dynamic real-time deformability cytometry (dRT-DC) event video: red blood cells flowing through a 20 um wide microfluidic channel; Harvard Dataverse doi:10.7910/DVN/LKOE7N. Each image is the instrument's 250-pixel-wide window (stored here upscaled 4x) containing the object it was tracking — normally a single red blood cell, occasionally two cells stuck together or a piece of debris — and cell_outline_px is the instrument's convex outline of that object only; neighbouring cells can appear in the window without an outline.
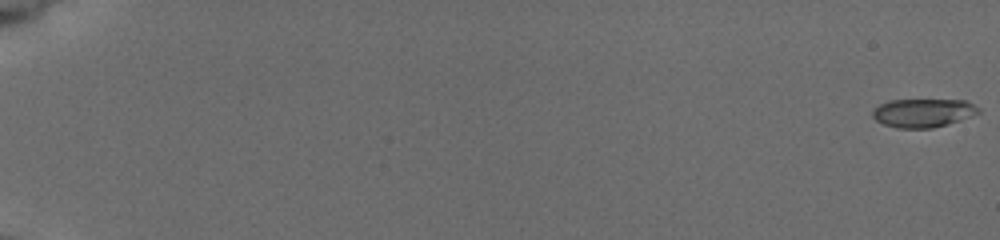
{"species": "common noctule bat (a hibernating species)", "species_latin": "Nyctalus noctula", "temperature_condition": "cold", "stored_images_in_passage": 58, "camera_frame_rate_fps": 3000, "um_per_image_px": 0.085, "animal": {"sex": "female", "body_mass_g": 19.5, "forearm_length_mm": 54.1}, "frame": {"image": 1, "passage_image": 1, "time_ms": 0.0, "image_size_px": [1000, 240], "cell_outline_px": [[980, 112], [960, 120], [932, 128], [896, 128], [884, 124], [876, 120], [872, 116], [872, 108], [888, 100], [964, 100], [980, 108]], "centroid_in_image_um": [78.42, 9.59], "position_along_channel_um": 6.6, "area_um2": 17.57}}
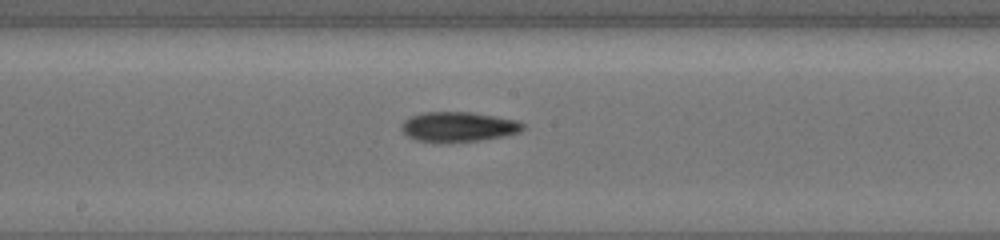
{"frame": {"image": 2, "passage_image": 34, "time_ms": 11.0, "image_size_px": [1000, 240], "cell_outline_px": [[524, 128], [520, 132], [504, 136], [480, 140], [416, 140], [408, 136], [400, 128], [404, 120], [412, 116], [424, 112], [472, 112], [496, 116], [516, 120], [524, 124]], "centroid_in_image_um": [39.0, 10.74], "position_along_channel_um": 209.2, "area_um2": 20.52}}
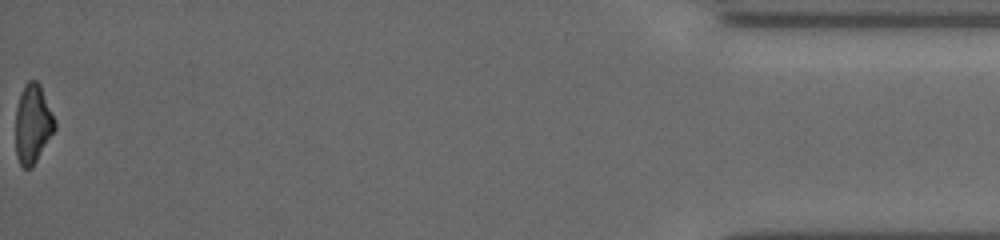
{"frame": {"image": 3, "passage_image": 58, "time_ms": 19.0, "image_size_px": [1000, 240], "cell_outline_px": [[56, 128], [32, 168], [24, 168], [20, 164], [16, 156], [16, 108], [20, 92], [24, 84], [28, 80], [36, 80], [40, 84], [56, 120]], "centroid_in_image_um": [2.79, 10.51], "position_along_channel_um": 432.4, "area_um2": 18.21}, "authors_computed_cell_mechanics": {"area_um2": 19.074, "velocity_mm_per_s": 3.7911, "shape_relaxation_time_tau1_ms": 4.2889, "shape_relaxation_time_tau2_ms": 7.3617, "deformation_change_tau1": 0.1484, "deformation_change_tau2": 0.1782}}